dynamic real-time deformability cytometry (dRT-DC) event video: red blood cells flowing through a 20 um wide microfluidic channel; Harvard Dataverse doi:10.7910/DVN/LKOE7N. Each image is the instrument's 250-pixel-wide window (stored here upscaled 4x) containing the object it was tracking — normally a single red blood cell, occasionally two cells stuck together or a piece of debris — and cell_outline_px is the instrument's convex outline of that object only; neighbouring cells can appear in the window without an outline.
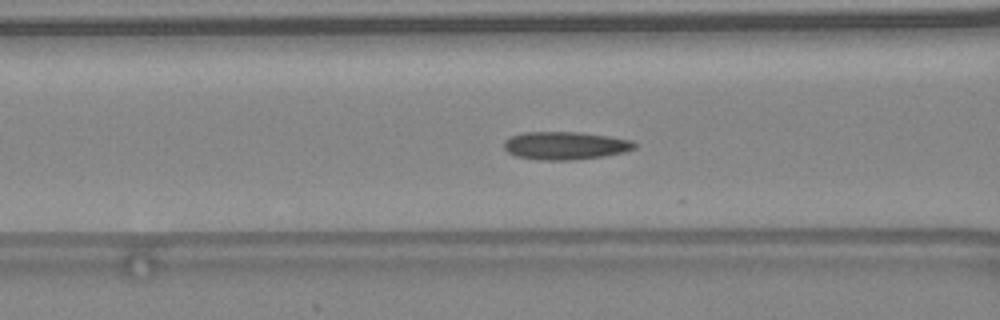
{"species": "common noctule bat (a hibernating species)", "species_latin": "Nyctalus noctula", "temperature_condition": "warm", "stored_images_in_passage": 39, "camera_frame_rate_fps": 3000, "um_per_image_px": 0.085, "animal": {"sex": "female", "body_mass_g": 24.6, "forearm_length_mm": 56.2}, "frame": {"image": 1, "passage_image": 12, "time_ms": 3.667, "image_size_px": [1000, 320], "cell_outline_px": [[636, 148], [624, 152], [604, 156], [568, 160], [540, 160], [516, 156], [508, 152], [504, 148], [504, 140], [512, 136], [524, 132], [580, 132], [608, 136], [632, 140], [636, 144]], "centroid_in_image_um": [48.05, 12.37], "position_along_channel_um": 118.6, "area_um2": 21.21}, "authors_computed_cell_mechanics": {"area_um2": 20.3456, "velocity_mm_per_s": 4.5531, "shape_relaxation_time_tau1_ms": 8.0317, "shape_relaxation_time_tau2_ms": 1.7612, "deformation_change_tau1": 0.2154, "deformation_change_tau2": 0.0936}}